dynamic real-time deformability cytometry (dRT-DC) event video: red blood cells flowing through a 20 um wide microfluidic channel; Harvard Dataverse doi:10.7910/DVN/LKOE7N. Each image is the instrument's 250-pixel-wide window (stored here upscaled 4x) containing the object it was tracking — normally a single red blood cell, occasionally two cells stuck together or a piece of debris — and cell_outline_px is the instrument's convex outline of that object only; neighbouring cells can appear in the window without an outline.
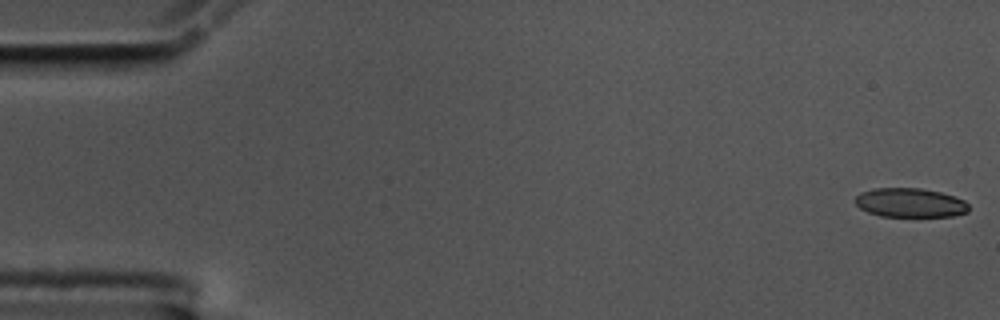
{"species": "common noctule bat (a hibernating species)", "species_latin": "Nyctalus noctula", "temperature_condition": "cold", "stored_images_in_passage": 18, "camera_frame_rate_fps": 3000, "um_per_image_px": 0.085, "animal": {"sex": "male", "body_mass_g": 17.5, "forearm_length_mm": 52.3}, "frame": {"image": 1, "passage_image": 1, "time_ms": 0.0, "image_size_px": [1000, 320], "cell_outline_px": [[968, 212], [952, 216], [880, 216], [868, 212], [860, 208], [856, 204], [856, 196], [860, 192], [872, 188], [920, 188], [940, 192], [964, 200], [968, 204]], "centroid_in_image_um": [77.34, 17.23], "position_along_channel_um": 7.7, "area_um2": 19.19}}
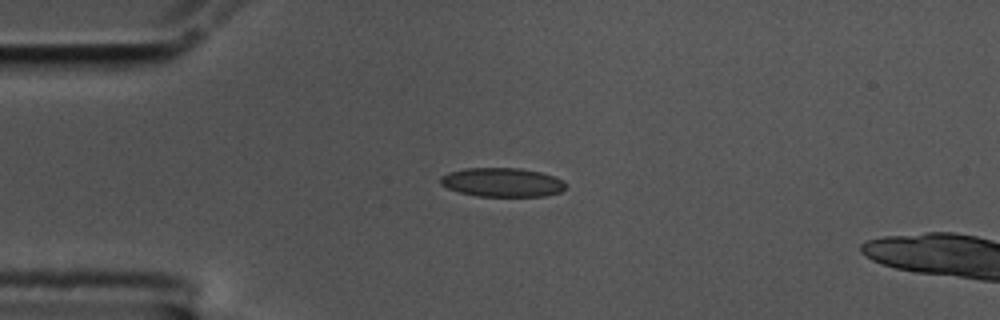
{"frame": {"image": 2, "passage_image": 14, "time_ms": 4.333, "image_size_px": [1000, 320], "cell_outline_px": [[568, 184], [560, 192], [544, 196], [476, 196], [460, 192], [448, 188], [440, 184], [440, 176], [448, 172], [464, 168], [520, 168], [540, 172], [556, 176], [564, 180]], "centroid_in_image_um": [42.7, 15.49], "position_along_channel_um": 42.3, "area_um2": 21.33}}